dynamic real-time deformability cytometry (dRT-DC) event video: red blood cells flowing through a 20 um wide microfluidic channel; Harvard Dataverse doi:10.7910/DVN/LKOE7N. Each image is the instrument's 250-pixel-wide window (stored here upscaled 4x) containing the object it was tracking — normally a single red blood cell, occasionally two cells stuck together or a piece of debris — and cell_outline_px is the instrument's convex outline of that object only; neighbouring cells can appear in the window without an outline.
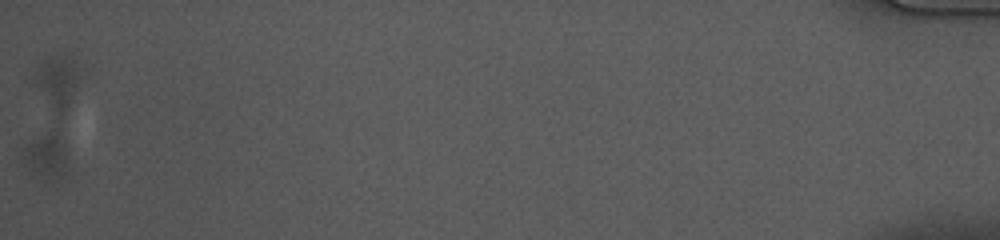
{"species": "common noctule bat (a hibernating species)", "species_latin": "Nyctalus noctula", "temperature_condition": "cold", "stored_images_in_passage": 49, "camera_frame_rate_fps": 3000, "um_per_image_px": 0.085, "animal": {"sex": "female", "body_mass_g": 10.0, "forearm_length_mm": 53.1}, "frame": {"image": 1, "passage_image": 49, "time_ms": 16.0, "image_size_px": [1000, 240], "cell_outline_px": [[68, 176], [52, 184], [32, 176], [20, 164], [20, 156], [24, 144], [56, 128], [64, 144]], "centroid_in_image_um": [3.87, 13.4], "position_along_channel_um": 431.3, "area_um2": 13.29}}